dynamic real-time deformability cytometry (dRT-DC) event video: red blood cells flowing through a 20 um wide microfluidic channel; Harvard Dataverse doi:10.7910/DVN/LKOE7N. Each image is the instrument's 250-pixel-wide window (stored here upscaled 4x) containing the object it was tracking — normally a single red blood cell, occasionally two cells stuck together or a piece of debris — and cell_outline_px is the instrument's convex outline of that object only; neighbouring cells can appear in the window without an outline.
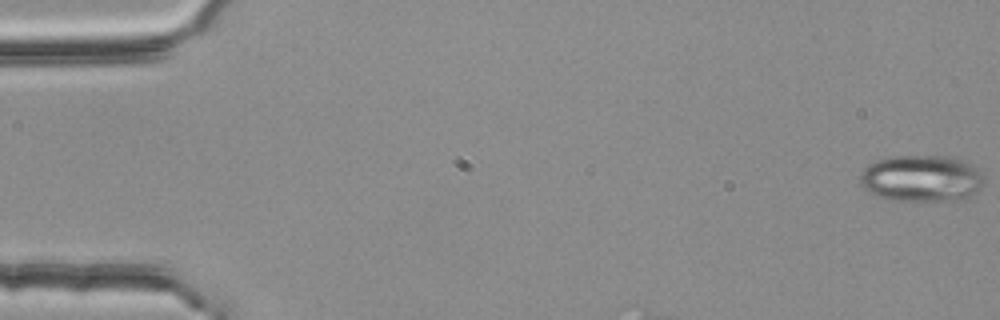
{"species": "common noctule bat (a hibernating species)", "species_latin": "Nyctalus noctula", "temperature_condition": "room temperature", "stored_images_in_passage": 9, "camera_frame_rate_fps": 3000, "um_per_image_px": 0.085, "animal": {"sex": "female", "body_mass_g": 25.1}, "frame": {"image": 1, "passage_image": 1, "time_ms": 0.0, "image_size_px": [1000, 320], "cell_outline_px": [[984, 184], [976, 192], [968, 196], [948, 200], [892, 200], [880, 196], [864, 188], [860, 184], [860, 172], [864, 168], [876, 160], [892, 156], [952, 156], [968, 160], [980, 168], [984, 176]], "centroid_in_image_um": [78.38, 15.12], "position_along_channel_um": 6.6, "area_um2": 33.87}}